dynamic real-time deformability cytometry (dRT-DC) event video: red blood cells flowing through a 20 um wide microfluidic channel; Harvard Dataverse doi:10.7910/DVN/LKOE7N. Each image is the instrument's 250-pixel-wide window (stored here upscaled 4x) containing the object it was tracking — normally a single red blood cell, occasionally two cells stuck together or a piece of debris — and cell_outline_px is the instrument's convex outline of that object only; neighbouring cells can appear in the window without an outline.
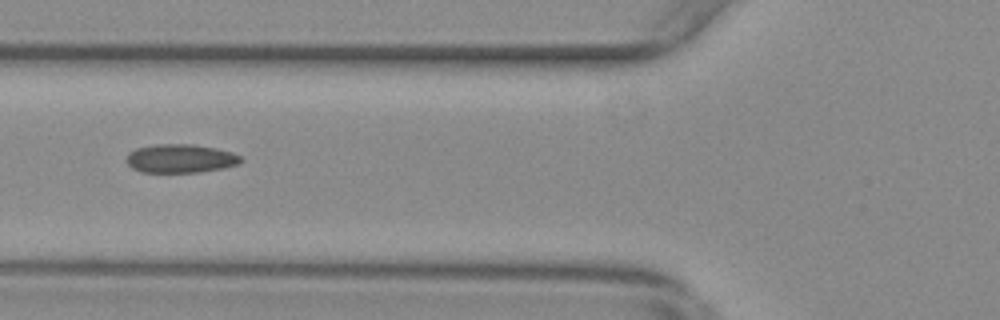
{"species": "common noctule bat (a hibernating species)", "species_latin": "Nyctalus noctula", "temperature_condition": "warm", "stored_images_in_passage": 39, "camera_frame_rate_fps": 3000, "um_per_image_px": 0.085, "animal": {"sex": "female", "body_mass_g": 29.2, "forearm_length_mm": 56.3}, "frame": {"image": 1, "passage_image": 4, "time_ms": 1.0, "image_size_px": [1000, 320], "cell_outline_px": [[240, 160], [232, 164], [212, 168], [184, 172], [152, 172], [136, 168], [128, 160], [128, 156], [144, 148], [204, 148], [224, 152], [236, 156]], "centroid_in_image_um": [15.29, 13.56], "position_along_channel_um": 110.5, "area_um2": 15.32}}
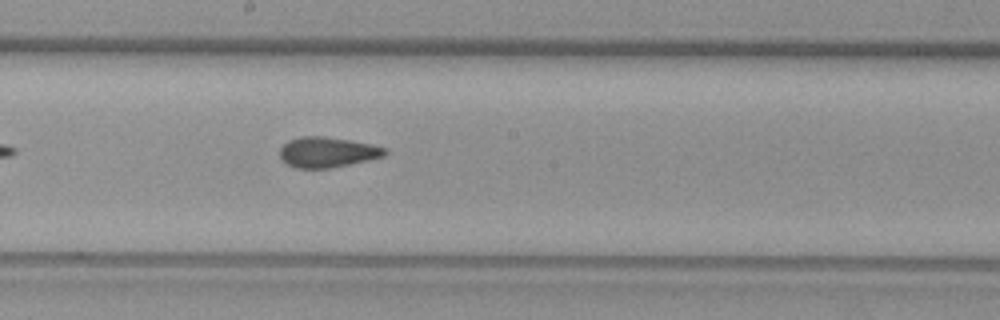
{"frame": {"image": 2, "passage_image": 13, "time_ms": 4.0, "image_size_px": [1000, 320], "cell_outline_px": [[384, 152], [376, 156], [316, 168], [308, 168], [292, 164], [284, 156], [284, 148], [288, 144], [296, 140], [332, 140], [360, 144], [380, 148]], "centroid_in_image_um": [27.77, 12.98], "position_along_channel_um": 220.4, "area_um2": 14.28}}
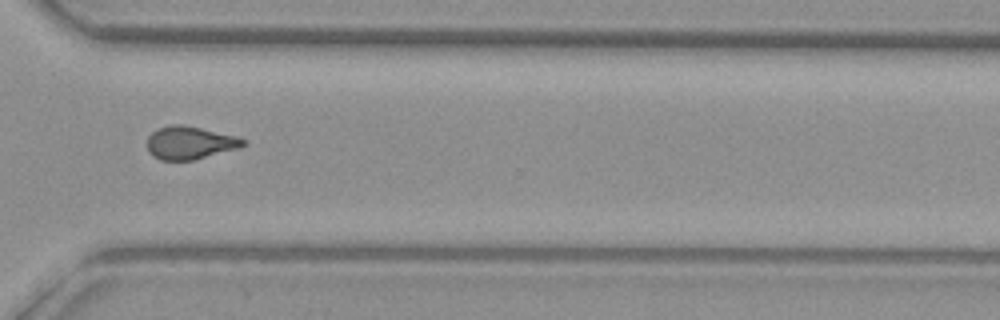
{"frame": {"image": 3, "passage_image": 24, "time_ms": 7.667, "image_size_px": [1000, 320], "cell_outline_px": [[244, 144], [188, 160], [164, 160], [156, 156], [148, 148], [148, 140], [156, 132], [164, 128], [196, 128], [244, 140]], "centroid_in_image_um": [16.06, 12.19], "position_along_channel_um": 354.5, "area_um2": 15.72}}